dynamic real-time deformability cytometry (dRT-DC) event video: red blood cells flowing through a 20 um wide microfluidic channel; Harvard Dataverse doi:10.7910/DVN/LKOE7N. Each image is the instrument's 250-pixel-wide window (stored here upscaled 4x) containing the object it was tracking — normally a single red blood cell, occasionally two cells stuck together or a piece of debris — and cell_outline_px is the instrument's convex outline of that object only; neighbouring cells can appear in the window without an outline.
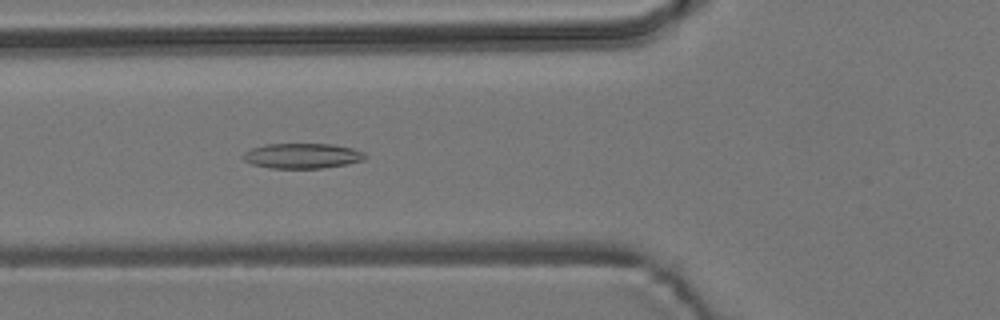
{"species": "common noctule bat (a hibernating species)", "species_latin": "Nyctalus noctula", "temperature_condition": "room temperature", "stored_images_in_passage": 40, "camera_frame_rate_fps": 3000, "um_per_image_px": 0.085, "animal": {"sex": "male", "body_mass_g": 19.2, "forearm_length_mm": 51.8}, "frame": {"image": 1, "passage_image": 6, "time_ms": 1.667, "image_size_px": [1000, 320], "cell_outline_px": [[368, 156], [364, 160], [348, 164], [320, 168], [268, 168], [252, 164], [244, 160], [240, 156], [244, 152], [252, 148], [264, 144], [332, 144], [352, 148], [364, 152]], "centroid_in_image_um": [25.69, 13.24], "position_along_channel_um": 100.1, "area_um2": 18.03}}
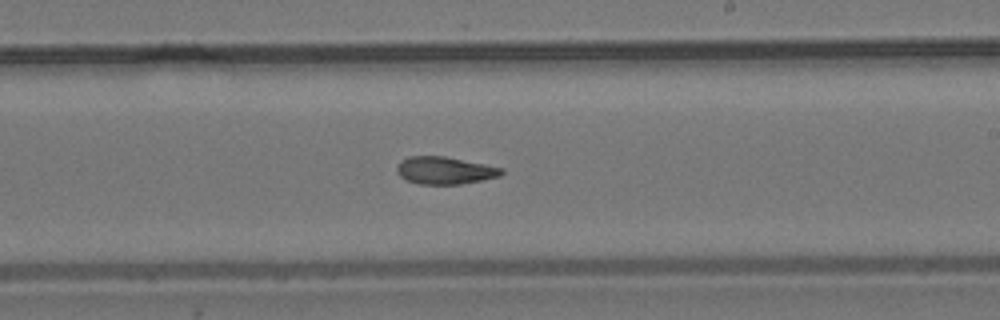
{"frame": {"image": 2, "passage_image": 18, "time_ms": 5.667, "image_size_px": [1000, 320], "cell_outline_px": [[504, 172], [500, 176], [460, 184], [420, 184], [404, 180], [396, 172], [396, 168], [400, 160], [408, 156], [444, 156], [504, 168]], "centroid_in_image_um": [37.77, 14.48], "position_along_channel_um": 251.2, "area_um2": 16.76}}
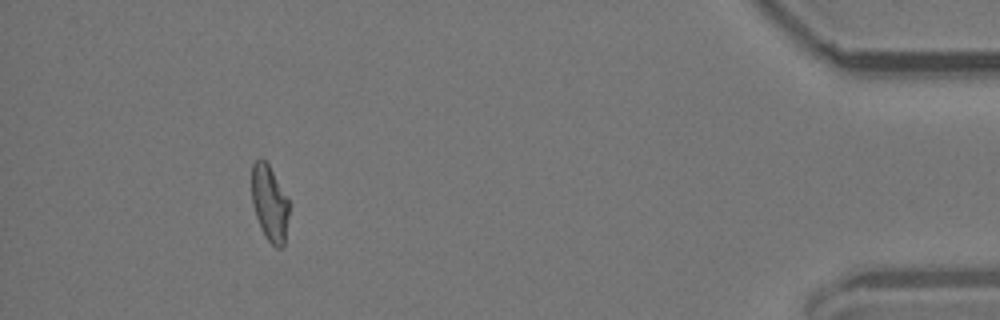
{"frame": {"image": 3, "passage_image": 36, "time_ms": 11.667, "image_size_px": [1000, 320], "cell_outline_px": [[288, 216], [284, 244], [280, 248], [276, 248], [264, 236], [260, 228], [252, 204], [252, 164], [260, 156], [268, 164], [288, 200]], "centroid_in_image_um": [22.89, 17.28], "position_along_channel_um": 412.3, "area_um2": 16.3}, "authors_computed_cell_mechanics": {"area_um2": 17.3689, "velocity_mm_per_s": 3.7738, "shape_relaxation_time_tau1_ms": null, "shape_relaxation_time_tau2_ms": 4.2927, "deformation_change_tau1": null, "deformation_change_tau2": 0.1264}}